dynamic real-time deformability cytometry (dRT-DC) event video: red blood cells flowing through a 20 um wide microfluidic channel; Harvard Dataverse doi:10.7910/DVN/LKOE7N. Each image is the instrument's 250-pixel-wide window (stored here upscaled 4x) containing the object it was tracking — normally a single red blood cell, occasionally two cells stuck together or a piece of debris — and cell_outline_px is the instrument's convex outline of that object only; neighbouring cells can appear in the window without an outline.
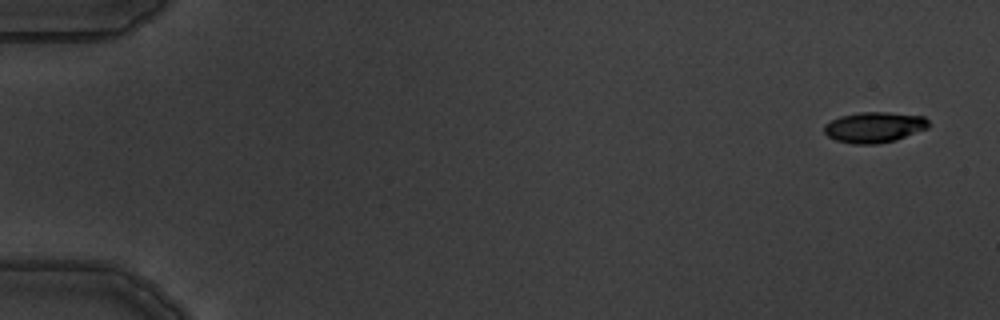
{"species": "common noctule bat (a hibernating species)", "species_latin": "Nyctalus noctula", "temperature_condition": "warm", "stored_images_in_passage": 3, "segment_of_instrument_passage": [2, 2], "camera_frame_rate_fps": 3000, "um_per_image_px": 0.085, "animal": {"sex": "male", "body_mass_g": 19.5, "forearm_length_mm": 54.6}, "frame": {"image": 1, "passage_image": 3, "time_ms": 2.333, "image_size_px": [1000, 320], "cell_outline_px": [[928, 128], [896, 140], [876, 144], [852, 144], [836, 140], [828, 136], [824, 132], [824, 124], [840, 116], [860, 112], [888, 112], [924, 116], [928, 120]], "centroid_in_image_um": [74.31, 10.81], "position_along_channel_um": 10.7, "area_um2": 18.67}}